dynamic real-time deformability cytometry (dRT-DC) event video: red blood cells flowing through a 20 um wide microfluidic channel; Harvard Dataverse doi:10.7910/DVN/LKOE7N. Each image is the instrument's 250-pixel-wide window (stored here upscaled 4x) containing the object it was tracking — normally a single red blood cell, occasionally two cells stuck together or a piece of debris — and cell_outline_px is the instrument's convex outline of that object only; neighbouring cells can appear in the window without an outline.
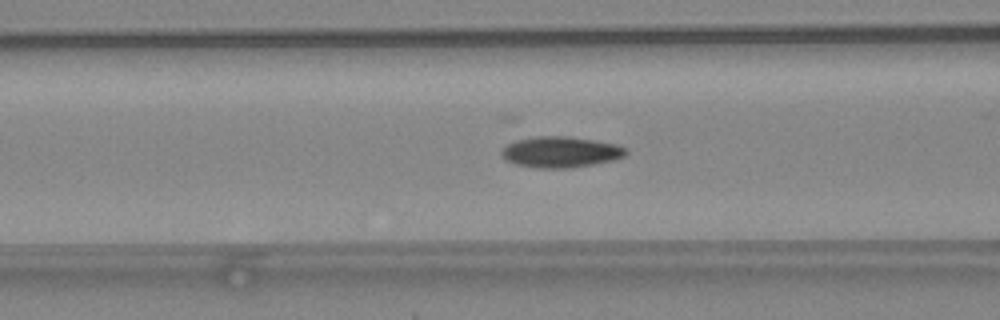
{"species": "common noctule bat (a hibernating species)", "species_latin": "Nyctalus noctula", "temperature_condition": "warm", "stored_images_in_passage": 49, "camera_frame_rate_fps": 3000, "um_per_image_px": 0.085, "animal": {"sex": "female", "body_mass_g": 24.6, "forearm_length_mm": 56.2}, "frame": {"image": 1, "passage_image": 20, "time_ms": 6.333, "image_size_px": [1000, 320], "cell_outline_px": [[628, 152], [624, 156], [612, 160], [572, 168], [536, 168], [516, 164], [504, 160], [500, 156], [500, 152], [508, 144], [516, 140], [536, 136], [568, 136], [616, 144], [624, 148]], "centroid_in_image_um": [47.6, 12.92], "position_along_channel_um": 119.0, "area_um2": 22.37}}
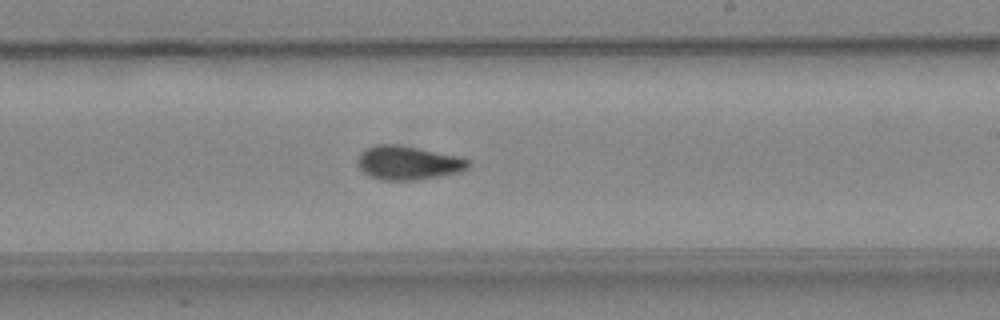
{"frame": {"image": 2, "passage_image": 30, "time_ms": 9.667, "image_size_px": [1000, 320], "cell_outline_px": [[468, 168], [460, 172], [440, 176], [416, 180], [380, 180], [364, 172], [356, 164], [356, 160], [360, 152], [376, 144], [400, 144], [460, 156], [468, 160]], "centroid_in_image_um": [34.67, 13.83], "position_along_channel_um": 254.3, "area_um2": 21.96}}
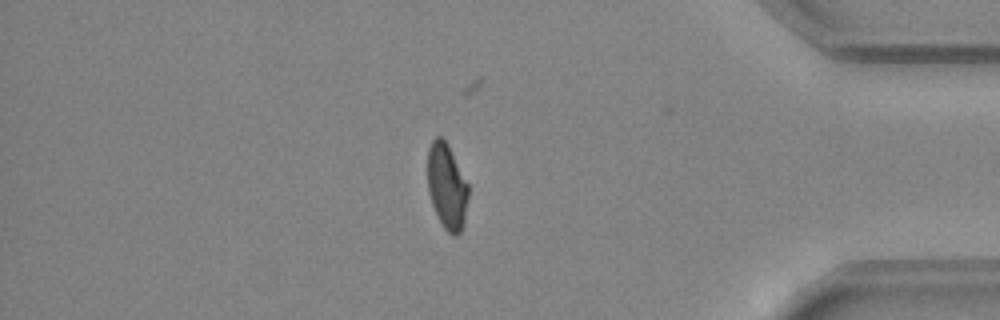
{"frame": {"image": 3, "passage_image": 43, "time_ms": 14.0, "image_size_px": [1000, 320], "cell_outline_px": [[468, 196], [464, 224], [460, 232], [456, 236], [452, 236], [444, 228], [432, 204], [428, 192], [428, 148], [432, 140], [436, 136], [440, 136], [448, 144], [468, 184]], "centroid_in_image_um": [37.99, 15.84], "position_along_channel_um": 397.2, "area_um2": 20.23}, "authors_computed_cell_mechanics": {"area_um2": 21.386, "velocity_mm_per_s": 4.0781, "shape_relaxation_time_tau1_ms": null, "shape_relaxation_time_tau2_ms": 2.7327, "deformation_change_tau1": null, "deformation_change_tau2": 0.0822}}